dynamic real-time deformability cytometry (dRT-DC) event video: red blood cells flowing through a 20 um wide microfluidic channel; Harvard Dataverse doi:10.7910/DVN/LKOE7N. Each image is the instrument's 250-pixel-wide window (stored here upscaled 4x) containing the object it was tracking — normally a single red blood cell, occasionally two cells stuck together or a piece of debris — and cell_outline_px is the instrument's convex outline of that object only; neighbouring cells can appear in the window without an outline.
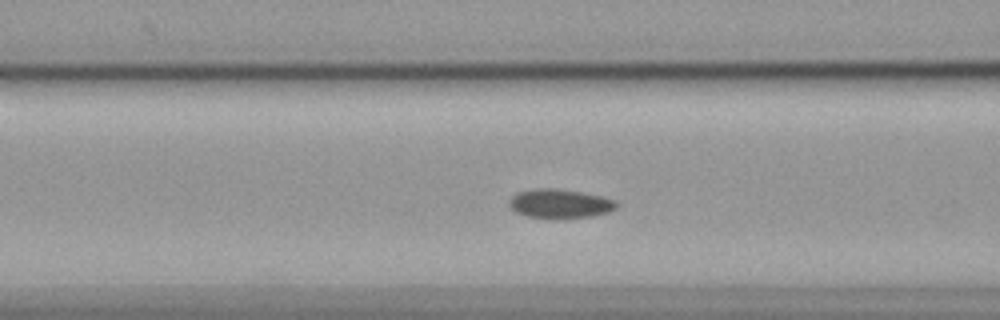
{"species": "common noctule bat (a hibernating species)", "species_latin": "Nyctalus noctula", "temperature_condition": "cold", "stored_images_in_passage": 53, "camera_frame_rate_fps": 3000, "um_per_image_px": 0.085, "animal": {"sex": "female", "body_mass_g": 19.9}, "frame": {"image": 1, "passage_image": 18, "time_ms": 5.667, "image_size_px": [1000, 320], "cell_outline_px": [[620, 204], [616, 208], [608, 212], [592, 216], [528, 216], [516, 212], [508, 204], [508, 200], [516, 192], [532, 188], [556, 188], [604, 196], [616, 200]], "centroid_in_image_um": [47.6, 17.25], "position_along_channel_um": 119.0, "area_um2": 17.8}}
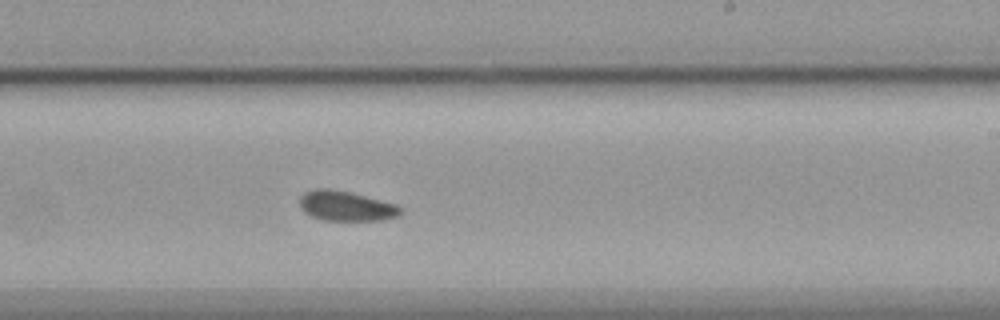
{"frame": {"image": 2, "passage_image": 30, "time_ms": 9.667, "image_size_px": [1000, 320], "cell_outline_px": [[404, 208], [400, 216], [384, 220], [324, 220], [312, 216], [304, 212], [300, 208], [300, 196], [304, 192], [316, 188], [332, 188], [396, 204]], "centroid_in_image_um": [29.43, 17.51], "position_along_channel_um": 259.6, "area_um2": 17.69}}
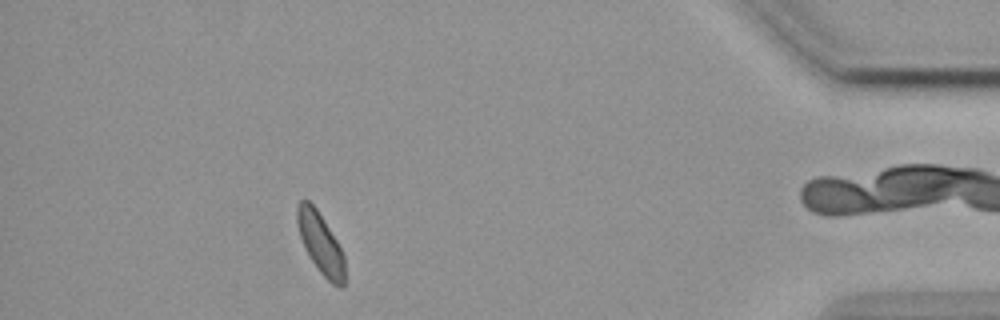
{"frame": {"image": 3, "passage_image": 47, "time_ms": 15.333, "image_size_px": [1000, 320], "cell_outline_px": [[344, 288], [340, 288], [332, 284], [316, 268], [304, 248], [296, 224], [296, 204], [300, 200], [308, 200], [316, 208], [324, 220], [336, 240], [344, 256]], "centroid_in_image_um": [27.21, 20.68], "position_along_channel_um": 408.0, "area_um2": 16.94}, "authors_computed_cell_mechanics": {"area_um2": 18.0336, "velocity_mm_per_s": 3.5299, "shape_relaxation_time_tau1_ms": 5.6385, "shape_relaxation_time_tau2_ms": 7.9054, "deformation_change_tau1": 0.0635, "deformation_change_tau2": 0.1006}}